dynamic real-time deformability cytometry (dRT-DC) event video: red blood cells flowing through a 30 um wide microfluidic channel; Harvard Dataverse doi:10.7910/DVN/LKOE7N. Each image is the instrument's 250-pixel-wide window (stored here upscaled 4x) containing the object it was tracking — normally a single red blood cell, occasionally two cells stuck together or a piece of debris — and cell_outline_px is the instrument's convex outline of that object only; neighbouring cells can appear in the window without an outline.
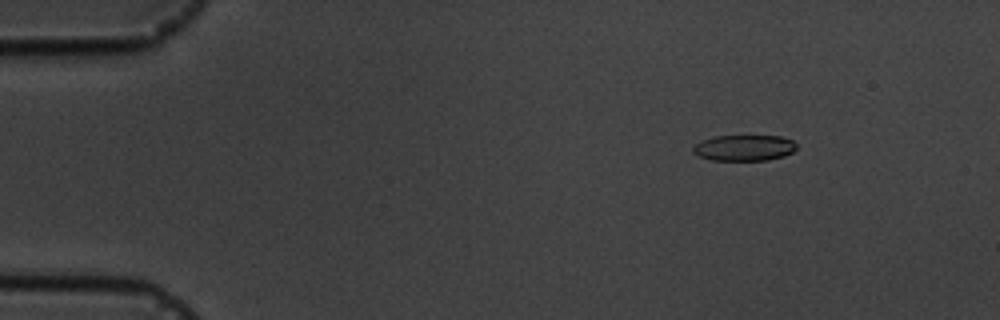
{"species": "common noctule bat (a hibernating species)", "species_latin": "Nyctalus noctula", "temperature_condition": "cold", "stored_images_in_passage": 17, "camera_frame_rate_fps": 3000, "um_per_image_px": 0.085, "animal": {"sex": "male", "body_mass_g": 19.5, "forearm_length_mm": 54.6}, "frame": {"image": 1, "passage_image": 3, "time_ms": 2.333, "image_size_px": [1000, 320], "cell_outline_px": [[796, 148], [792, 152], [784, 156], [768, 160], [712, 160], [700, 156], [692, 152], [692, 148], [696, 144], [712, 136], [780, 136], [792, 140], [796, 144]], "centroid_in_image_um": [63.26, 12.56], "position_along_channel_um": 21.7, "area_um2": 15.55}}
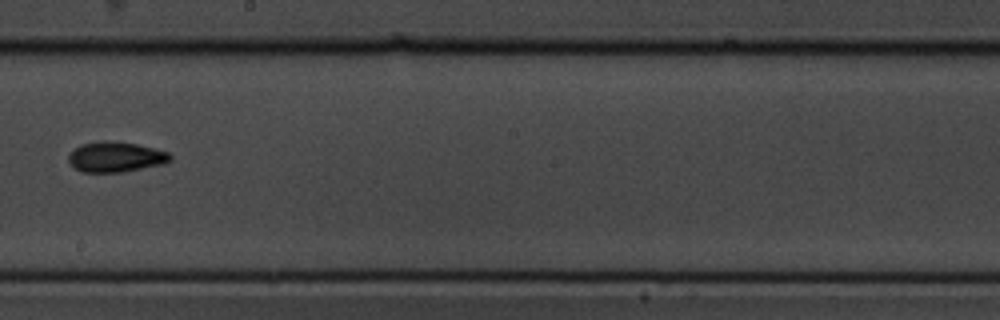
{"frame": {"image": 2, "passage_image": 10, "time_ms": 10.667, "image_size_px": [1000, 320], "cell_outline_px": [[172, 160], [164, 164], [120, 172], [80, 172], [72, 168], [68, 160], [68, 156], [80, 144], [136, 144], [168, 152], [172, 156]], "centroid_in_image_um": [9.84, 13.41], "position_along_channel_um": 238.4, "area_um2": 17.11}}
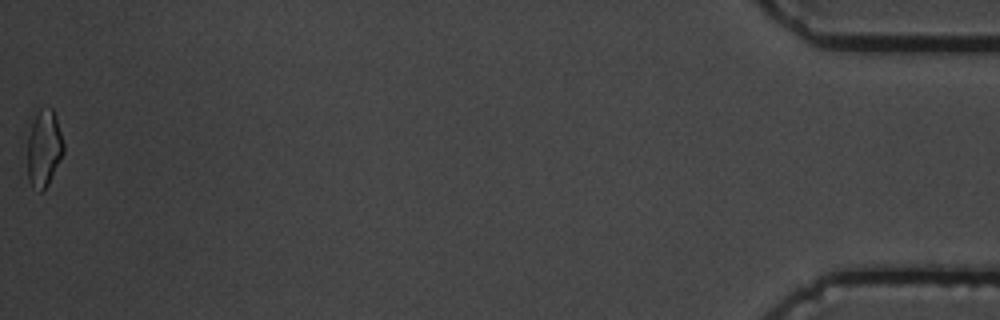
{"frame": {"image": 3, "passage_image": 17, "time_ms": 18.667, "image_size_px": [1000, 320], "cell_outline_px": [[64, 152], [48, 184], [40, 192], [32, 188], [28, 180], [28, 136], [32, 120], [40, 108], [52, 108], [56, 116], [64, 144]], "centroid_in_image_um": [3.73, 12.61], "position_along_channel_um": 431.5, "area_um2": 16.18}, "authors_computed_cell_mechanics": {"area_um2": 16.8776, "velocity_mm_per_s": 3.5984, "shape_relaxation_time_tau1_ms": 3.3137, "shape_relaxation_time_tau2_ms": 2.7808, "deformation_change_tau1": 0.1069, "deformation_change_tau2": 0.0884}}